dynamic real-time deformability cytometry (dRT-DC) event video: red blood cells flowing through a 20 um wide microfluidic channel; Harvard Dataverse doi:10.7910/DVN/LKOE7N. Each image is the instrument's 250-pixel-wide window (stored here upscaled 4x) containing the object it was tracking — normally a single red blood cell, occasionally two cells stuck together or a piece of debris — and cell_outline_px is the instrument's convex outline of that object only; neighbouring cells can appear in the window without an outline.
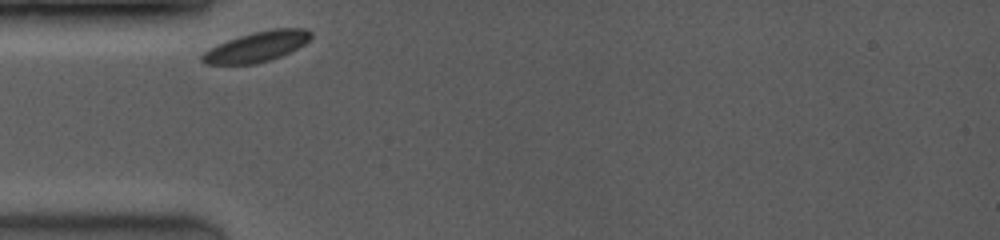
{"species": "common noctule bat (a hibernating species)", "species_latin": "Nyctalus noctula", "temperature_condition": "room temperature", "stored_images_in_passage": 25, "camera_frame_rate_fps": 3500, "um_per_image_px": 0.085, "animal": {"sex": "female", "body_mass_g": 19.0, "forearm_length_mm": 53.3}, "frame": {"image": 1, "passage_image": 1, "time_ms": 0.0, "image_size_px": [1000, 240], "cell_outline_px": [[312, 36], [304, 44], [272, 60], [256, 64], [204, 64], [200, 60], [200, 56], [208, 48], [216, 44], [252, 32], [272, 28], [304, 28], [312, 32]], "centroid_in_image_um": [21.79, 3.97], "position_along_channel_um": 63.2, "area_um2": 19.25}}
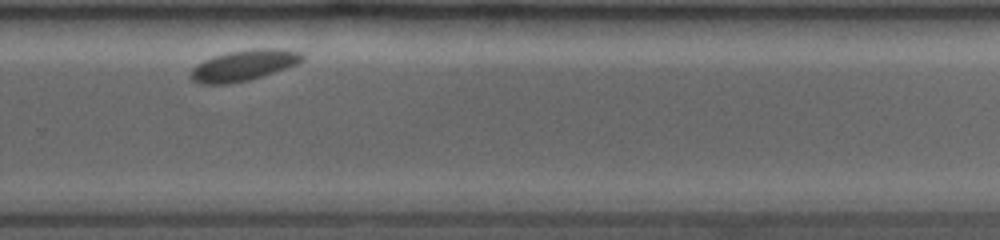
{"frame": {"image": 2, "passage_image": 19, "time_ms": 6.857, "image_size_px": [1000, 240], "cell_outline_px": [[304, 60], [296, 64], [248, 80], [228, 84], [200, 84], [192, 80], [188, 76], [192, 68], [196, 64], [204, 60], [228, 52], [256, 48], [284, 48], [304, 52]], "centroid_in_image_um": [20.72, 5.54], "position_along_channel_um": 309.1, "area_um2": 20.06}}
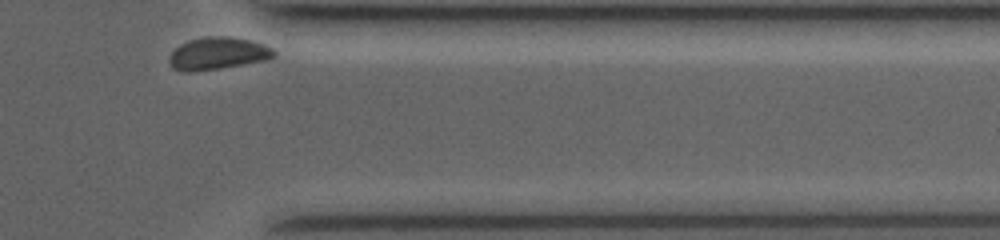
{"frame": {"image": 3, "passage_image": 25, "time_ms": 9.143, "image_size_px": [1000, 240], "cell_outline_px": [[276, 56], [264, 60], [220, 68], [188, 72], [184, 72], [172, 68], [168, 60], [172, 52], [180, 44], [188, 40], [204, 36], [228, 36], [252, 40], [264, 44], [272, 48], [276, 52]], "centroid_in_image_um": [18.5, 4.53], "position_along_channel_um": 392.9, "area_um2": 19.77}, "authors_computed_cell_mechanics": {"area_um2": 19.8832, "velocity_mm_per_s": 3.6115, "shape_relaxation_time_tau1_ms": null, "shape_relaxation_time_tau2_ms": 5.347, "deformation_change_tau1": null, "deformation_change_tau2": 0.0464}}